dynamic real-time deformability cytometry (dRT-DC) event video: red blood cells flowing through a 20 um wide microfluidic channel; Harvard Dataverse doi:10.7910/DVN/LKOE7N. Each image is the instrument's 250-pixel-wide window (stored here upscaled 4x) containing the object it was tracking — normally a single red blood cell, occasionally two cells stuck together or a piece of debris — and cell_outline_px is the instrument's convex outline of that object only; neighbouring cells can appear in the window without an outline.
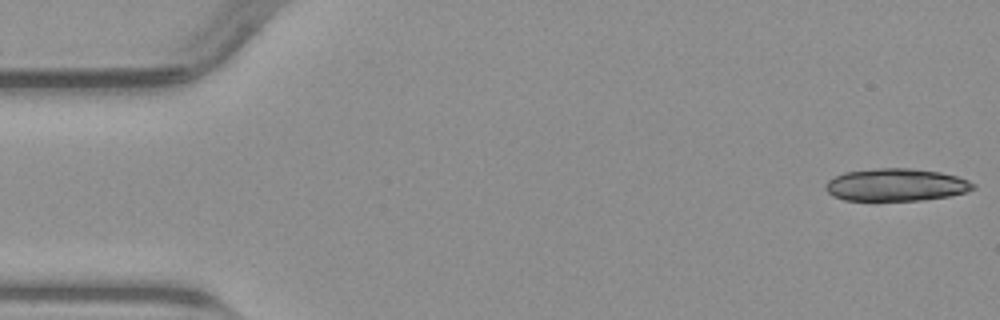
{"species": "common noctule bat (a hibernating species)", "species_latin": "Nyctalus noctula", "temperature_condition": "warm", "stored_images_in_passage": 16, "camera_frame_rate_fps": 3000, "um_per_image_px": 0.085, "animal": {"sex": "male", "body_mass_g": 23.1, "forearm_length_mm": 52.7}, "frame": {"image": 1, "passage_image": 1, "time_ms": 0.0, "image_size_px": [1000, 320], "cell_outline_px": [[976, 188], [968, 192], [948, 196], [920, 200], [844, 200], [832, 196], [824, 188], [824, 184], [828, 180], [844, 172], [876, 168], [912, 168], [940, 172], [956, 176], [968, 180], [976, 184]], "centroid_in_image_um": [76.16, 15.7], "position_along_channel_um": 8.8, "area_um2": 28.09}}